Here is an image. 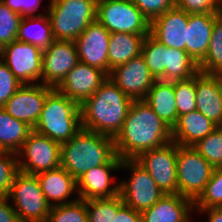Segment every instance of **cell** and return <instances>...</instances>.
<instances>
[{"label":"cell","mask_w":222,"mask_h":222,"mask_svg":"<svg viewBox=\"0 0 222 222\" xmlns=\"http://www.w3.org/2000/svg\"><path fill=\"white\" fill-rule=\"evenodd\" d=\"M172 141V129L152 110L145 100H133L121 130L114 137L116 154L135 159L142 152Z\"/></svg>","instance_id":"1"},{"label":"cell","mask_w":222,"mask_h":222,"mask_svg":"<svg viewBox=\"0 0 222 222\" xmlns=\"http://www.w3.org/2000/svg\"><path fill=\"white\" fill-rule=\"evenodd\" d=\"M133 99L110 78L80 105L82 128L115 137L121 130Z\"/></svg>","instance_id":"2"},{"label":"cell","mask_w":222,"mask_h":222,"mask_svg":"<svg viewBox=\"0 0 222 222\" xmlns=\"http://www.w3.org/2000/svg\"><path fill=\"white\" fill-rule=\"evenodd\" d=\"M115 155L113 137L82 128L61 144V167L78 180L91 168L107 164Z\"/></svg>","instance_id":"3"},{"label":"cell","mask_w":222,"mask_h":222,"mask_svg":"<svg viewBox=\"0 0 222 222\" xmlns=\"http://www.w3.org/2000/svg\"><path fill=\"white\" fill-rule=\"evenodd\" d=\"M81 129L80 105L54 88L47 95L33 130L62 144Z\"/></svg>","instance_id":"4"},{"label":"cell","mask_w":222,"mask_h":222,"mask_svg":"<svg viewBox=\"0 0 222 222\" xmlns=\"http://www.w3.org/2000/svg\"><path fill=\"white\" fill-rule=\"evenodd\" d=\"M98 0H50L47 15L54 40L74 41L95 20Z\"/></svg>","instance_id":"5"},{"label":"cell","mask_w":222,"mask_h":222,"mask_svg":"<svg viewBox=\"0 0 222 222\" xmlns=\"http://www.w3.org/2000/svg\"><path fill=\"white\" fill-rule=\"evenodd\" d=\"M7 197L20 222H46L51 206L46 201L37 175L18 171Z\"/></svg>","instance_id":"6"},{"label":"cell","mask_w":222,"mask_h":222,"mask_svg":"<svg viewBox=\"0 0 222 222\" xmlns=\"http://www.w3.org/2000/svg\"><path fill=\"white\" fill-rule=\"evenodd\" d=\"M120 169L131 171L130 178L119 182V195L125 205L142 212L164 196L152 176L134 159L122 160Z\"/></svg>","instance_id":"7"},{"label":"cell","mask_w":222,"mask_h":222,"mask_svg":"<svg viewBox=\"0 0 222 222\" xmlns=\"http://www.w3.org/2000/svg\"><path fill=\"white\" fill-rule=\"evenodd\" d=\"M214 167L192 146L177 149L178 194L195 201L204 191Z\"/></svg>","instance_id":"8"},{"label":"cell","mask_w":222,"mask_h":222,"mask_svg":"<svg viewBox=\"0 0 222 222\" xmlns=\"http://www.w3.org/2000/svg\"><path fill=\"white\" fill-rule=\"evenodd\" d=\"M97 20L110 33L150 34V22L132 0H98Z\"/></svg>","instance_id":"9"},{"label":"cell","mask_w":222,"mask_h":222,"mask_svg":"<svg viewBox=\"0 0 222 222\" xmlns=\"http://www.w3.org/2000/svg\"><path fill=\"white\" fill-rule=\"evenodd\" d=\"M16 154L18 170L26 174L37 175L61 166V144L34 130Z\"/></svg>","instance_id":"10"},{"label":"cell","mask_w":222,"mask_h":222,"mask_svg":"<svg viewBox=\"0 0 222 222\" xmlns=\"http://www.w3.org/2000/svg\"><path fill=\"white\" fill-rule=\"evenodd\" d=\"M174 141L139 154L134 160L154 179L163 194H178L177 149Z\"/></svg>","instance_id":"11"},{"label":"cell","mask_w":222,"mask_h":222,"mask_svg":"<svg viewBox=\"0 0 222 222\" xmlns=\"http://www.w3.org/2000/svg\"><path fill=\"white\" fill-rule=\"evenodd\" d=\"M42 55L43 50L36 45L14 40L1 48L0 59L21 84H38L41 83Z\"/></svg>","instance_id":"12"},{"label":"cell","mask_w":222,"mask_h":222,"mask_svg":"<svg viewBox=\"0 0 222 222\" xmlns=\"http://www.w3.org/2000/svg\"><path fill=\"white\" fill-rule=\"evenodd\" d=\"M79 62L75 41L54 40L43 50L41 83L57 88Z\"/></svg>","instance_id":"13"},{"label":"cell","mask_w":222,"mask_h":222,"mask_svg":"<svg viewBox=\"0 0 222 222\" xmlns=\"http://www.w3.org/2000/svg\"><path fill=\"white\" fill-rule=\"evenodd\" d=\"M54 88L42 83L22 84L4 104V110L34 129L42 112L47 95Z\"/></svg>","instance_id":"14"},{"label":"cell","mask_w":222,"mask_h":222,"mask_svg":"<svg viewBox=\"0 0 222 222\" xmlns=\"http://www.w3.org/2000/svg\"><path fill=\"white\" fill-rule=\"evenodd\" d=\"M108 78L133 100L144 99L156 81L142 55L112 69Z\"/></svg>","instance_id":"15"},{"label":"cell","mask_w":222,"mask_h":222,"mask_svg":"<svg viewBox=\"0 0 222 222\" xmlns=\"http://www.w3.org/2000/svg\"><path fill=\"white\" fill-rule=\"evenodd\" d=\"M110 32L98 21L92 22L74 41L79 61L102 70L108 76Z\"/></svg>","instance_id":"16"},{"label":"cell","mask_w":222,"mask_h":222,"mask_svg":"<svg viewBox=\"0 0 222 222\" xmlns=\"http://www.w3.org/2000/svg\"><path fill=\"white\" fill-rule=\"evenodd\" d=\"M121 163L122 159L116 154L107 164L87 171L77 180L79 199L110 198L119 195V182L114 183L111 172L119 171ZM113 183L114 185H111Z\"/></svg>","instance_id":"17"},{"label":"cell","mask_w":222,"mask_h":222,"mask_svg":"<svg viewBox=\"0 0 222 222\" xmlns=\"http://www.w3.org/2000/svg\"><path fill=\"white\" fill-rule=\"evenodd\" d=\"M107 78L102 70L79 62L56 89L81 105Z\"/></svg>","instance_id":"18"},{"label":"cell","mask_w":222,"mask_h":222,"mask_svg":"<svg viewBox=\"0 0 222 222\" xmlns=\"http://www.w3.org/2000/svg\"><path fill=\"white\" fill-rule=\"evenodd\" d=\"M188 13L176 5L150 22V35L169 48L185 50Z\"/></svg>","instance_id":"19"},{"label":"cell","mask_w":222,"mask_h":222,"mask_svg":"<svg viewBox=\"0 0 222 222\" xmlns=\"http://www.w3.org/2000/svg\"><path fill=\"white\" fill-rule=\"evenodd\" d=\"M37 178L46 201L51 207L72 203L79 199L77 180L61 166L54 170L39 173ZM74 193L76 198L71 200Z\"/></svg>","instance_id":"20"},{"label":"cell","mask_w":222,"mask_h":222,"mask_svg":"<svg viewBox=\"0 0 222 222\" xmlns=\"http://www.w3.org/2000/svg\"><path fill=\"white\" fill-rule=\"evenodd\" d=\"M194 201L180 194H165L141 212L143 222H190Z\"/></svg>","instance_id":"21"},{"label":"cell","mask_w":222,"mask_h":222,"mask_svg":"<svg viewBox=\"0 0 222 222\" xmlns=\"http://www.w3.org/2000/svg\"><path fill=\"white\" fill-rule=\"evenodd\" d=\"M221 13L188 14L185 51L199 64L205 57L211 40L214 20Z\"/></svg>","instance_id":"22"},{"label":"cell","mask_w":222,"mask_h":222,"mask_svg":"<svg viewBox=\"0 0 222 222\" xmlns=\"http://www.w3.org/2000/svg\"><path fill=\"white\" fill-rule=\"evenodd\" d=\"M218 126L195 110L178 117L172 128V141L180 146H193Z\"/></svg>","instance_id":"23"},{"label":"cell","mask_w":222,"mask_h":222,"mask_svg":"<svg viewBox=\"0 0 222 222\" xmlns=\"http://www.w3.org/2000/svg\"><path fill=\"white\" fill-rule=\"evenodd\" d=\"M196 110L217 126L222 122V95L211 74H196Z\"/></svg>","instance_id":"24"},{"label":"cell","mask_w":222,"mask_h":222,"mask_svg":"<svg viewBox=\"0 0 222 222\" xmlns=\"http://www.w3.org/2000/svg\"><path fill=\"white\" fill-rule=\"evenodd\" d=\"M171 129L178 120L174 81L156 80L143 99Z\"/></svg>","instance_id":"25"},{"label":"cell","mask_w":222,"mask_h":222,"mask_svg":"<svg viewBox=\"0 0 222 222\" xmlns=\"http://www.w3.org/2000/svg\"><path fill=\"white\" fill-rule=\"evenodd\" d=\"M149 34L124 32L110 33L108 48V75L117 66L123 65L132 58L141 55L142 45Z\"/></svg>","instance_id":"26"},{"label":"cell","mask_w":222,"mask_h":222,"mask_svg":"<svg viewBox=\"0 0 222 222\" xmlns=\"http://www.w3.org/2000/svg\"><path fill=\"white\" fill-rule=\"evenodd\" d=\"M16 40L36 45L41 50L46 49L54 41L51 22L47 13L22 17Z\"/></svg>","instance_id":"27"},{"label":"cell","mask_w":222,"mask_h":222,"mask_svg":"<svg viewBox=\"0 0 222 222\" xmlns=\"http://www.w3.org/2000/svg\"><path fill=\"white\" fill-rule=\"evenodd\" d=\"M32 131V127L0 107V148L3 151L17 153Z\"/></svg>","instance_id":"28"},{"label":"cell","mask_w":222,"mask_h":222,"mask_svg":"<svg viewBox=\"0 0 222 222\" xmlns=\"http://www.w3.org/2000/svg\"><path fill=\"white\" fill-rule=\"evenodd\" d=\"M198 72V64L185 50L168 47V66L162 81L187 80Z\"/></svg>","instance_id":"29"},{"label":"cell","mask_w":222,"mask_h":222,"mask_svg":"<svg viewBox=\"0 0 222 222\" xmlns=\"http://www.w3.org/2000/svg\"><path fill=\"white\" fill-rule=\"evenodd\" d=\"M141 55L155 80H161L168 66V47L149 34L143 42Z\"/></svg>","instance_id":"30"},{"label":"cell","mask_w":222,"mask_h":222,"mask_svg":"<svg viewBox=\"0 0 222 222\" xmlns=\"http://www.w3.org/2000/svg\"><path fill=\"white\" fill-rule=\"evenodd\" d=\"M198 68L204 74H211L222 68V13L214 20L208 50Z\"/></svg>","instance_id":"31"},{"label":"cell","mask_w":222,"mask_h":222,"mask_svg":"<svg viewBox=\"0 0 222 222\" xmlns=\"http://www.w3.org/2000/svg\"><path fill=\"white\" fill-rule=\"evenodd\" d=\"M123 205L120 195L86 200L88 222H114V216Z\"/></svg>","instance_id":"32"},{"label":"cell","mask_w":222,"mask_h":222,"mask_svg":"<svg viewBox=\"0 0 222 222\" xmlns=\"http://www.w3.org/2000/svg\"><path fill=\"white\" fill-rule=\"evenodd\" d=\"M46 222H88L86 200L51 207Z\"/></svg>","instance_id":"33"},{"label":"cell","mask_w":222,"mask_h":222,"mask_svg":"<svg viewBox=\"0 0 222 222\" xmlns=\"http://www.w3.org/2000/svg\"><path fill=\"white\" fill-rule=\"evenodd\" d=\"M222 207V166L214 168L204 191L194 201V209Z\"/></svg>","instance_id":"34"},{"label":"cell","mask_w":222,"mask_h":222,"mask_svg":"<svg viewBox=\"0 0 222 222\" xmlns=\"http://www.w3.org/2000/svg\"><path fill=\"white\" fill-rule=\"evenodd\" d=\"M192 147L214 168L222 166V129L219 127L199 140Z\"/></svg>","instance_id":"35"},{"label":"cell","mask_w":222,"mask_h":222,"mask_svg":"<svg viewBox=\"0 0 222 222\" xmlns=\"http://www.w3.org/2000/svg\"><path fill=\"white\" fill-rule=\"evenodd\" d=\"M178 117L196 110V75L187 80L174 81Z\"/></svg>","instance_id":"36"},{"label":"cell","mask_w":222,"mask_h":222,"mask_svg":"<svg viewBox=\"0 0 222 222\" xmlns=\"http://www.w3.org/2000/svg\"><path fill=\"white\" fill-rule=\"evenodd\" d=\"M22 16L0 0V49L16 40Z\"/></svg>","instance_id":"37"},{"label":"cell","mask_w":222,"mask_h":222,"mask_svg":"<svg viewBox=\"0 0 222 222\" xmlns=\"http://www.w3.org/2000/svg\"><path fill=\"white\" fill-rule=\"evenodd\" d=\"M17 154L10 151L0 152V196H8L14 177L18 172Z\"/></svg>","instance_id":"38"},{"label":"cell","mask_w":222,"mask_h":222,"mask_svg":"<svg viewBox=\"0 0 222 222\" xmlns=\"http://www.w3.org/2000/svg\"><path fill=\"white\" fill-rule=\"evenodd\" d=\"M175 4L188 14L222 13V0H175Z\"/></svg>","instance_id":"39"},{"label":"cell","mask_w":222,"mask_h":222,"mask_svg":"<svg viewBox=\"0 0 222 222\" xmlns=\"http://www.w3.org/2000/svg\"><path fill=\"white\" fill-rule=\"evenodd\" d=\"M21 85L9 67L0 59V107L4 106Z\"/></svg>","instance_id":"40"},{"label":"cell","mask_w":222,"mask_h":222,"mask_svg":"<svg viewBox=\"0 0 222 222\" xmlns=\"http://www.w3.org/2000/svg\"><path fill=\"white\" fill-rule=\"evenodd\" d=\"M149 22L173 8L175 0H132Z\"/></svg>","instance_id":"41"},{"label":"cell","mask_w":222,"mask_h":222,"mask_svg":"<svg viewBox=\"0 0 222 222\" xmlns=\"http://www.w3.org/2000/svg\"><path fill=\"white\" fill-rule=\"evenodd\" d=\"M7 196H0V222H20Z\"/></svg>","instance_id":"42"},{"label":"cell","mask_w":222,"mask_h":222,"mask_svg":"<svg viewBox=\"0 0 222 222\" xmlns=\"http://www.w3.org/2000/svg\"><path fill=\"white\" fill-rule=\"evenodd\" d=\"M114 222H143V218L141 212L124 204L114 216Z\"/></svg>","instance_id":"43"},{"label":"cell","mask_w":222,"mask_h":222,"mask_svg":"<svg viewBox=\"0 0 222 222\" xmlns=\"http://www.w3.org/2000/svg\"><path fill=\"white\" fill-rule=\"evenodd\" d=\"M42 0H22V17H29V16H37L43 15L47 13V10L44 13H35L38 12L39 6ZM46 12V13H45Z\"/></svg>","instance_id":"44"},{"label":"cell","mask_w":222,"mask_h":222,"mask_svg":"<svg viewBox=\"0 0 222 222\" xmlns=\"http://www.w3.org/2000/svg\"><path fill=\"white\" fill-rule=\"evenodd\" d=\"M196 214H209L208 215V221L207 222H222V207H211V208H206V209H194V212Z\"/></svg>","instance_id":"45"},{"label":"cell","mask_w":222,"mask_h":222,"mask_svg":"<svg viewBox=\"0 0 222 222\" xmlns=\"http://www.w3.org/2000/svg\"><path fill=\"white\" fill-rule=\"evenodd\" d=\"M9 9L22 16V0H1Z\"/></svg>","instance_id":"46"},{"label":"cell","mask_w":222,"mask_h":222,"mask_svg":"<svg viewBox=\"0 0 222 222\" xmlns=\"http://www.w3.org/2000/svg\"><path fill=\"white\" fill-rule=\"evenodd\" d=\"M211 75L216 80L220 94L222 95V68L214 71L213 73H211Z\"/></svg>","instance_id":"47"},{"label":"cell","mask_w":222,"mask_h":222,"mask_svg":"<svg viewBox=\"0 0 222 222\" xmlns=\"http://www.w3.org/2000/svg\"><path fill=\"white\" fill-rule=\"evenodd\" d=\"M220 129H222V122L219 124V126H218Z\"/></svg>","instance_id":"48"}]
</instances>
